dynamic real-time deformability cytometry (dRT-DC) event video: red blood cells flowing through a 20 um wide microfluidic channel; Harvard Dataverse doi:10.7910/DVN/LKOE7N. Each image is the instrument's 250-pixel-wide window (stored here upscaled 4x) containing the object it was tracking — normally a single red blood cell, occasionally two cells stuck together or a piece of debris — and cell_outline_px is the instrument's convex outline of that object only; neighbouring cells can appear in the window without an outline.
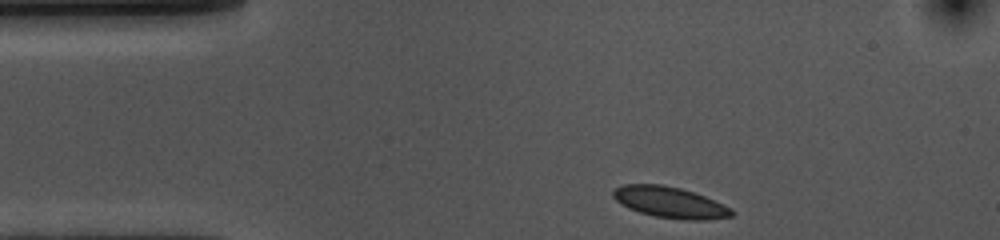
{"species": "common noctule bat (a hibernating species)", "species_latin": "Nyctalus noctula", "temperature_condition": "cold", "stored_images_in_passage": 36, "camera_frame_rate_fps": 3000, "um_per_image_px": 0.085, "animal": {"sex": "female", "body_mass_g": 10.0, "forearm_length_mm": 53.1}, "frame": {"image": 1, "passage_image": 1, "time_ms": 0.0, "image_size_px": [1000, 240], "cell_outline_px": [[736, 212], [732, 216], [708, 220], [684, 220], [656, 216], [640, 212], [628, 208], [620, 204], [612, 196], [612, 192], [616, 188], [624, 184], [660, 184], [680, 188], [704, 196], [732, 208]], "centroid_in_image_um": [56.96, 17.21], "position_along_channel_um": 28.0, "area_um2": 21.44}}
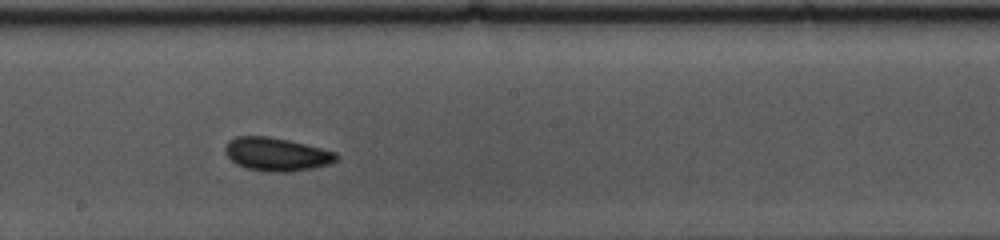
{"frame": {"image": 2, "passage_image": 21, "time_ms": 6.667, "image_size_px": [1000, 240], "cell_outline_px": [[340, 156], [336, 160], [328, 164], [312, 168], [288, 172], [272, 172], [244, 168], [236, 164], [224, 152], [224, 148], [228, 140], [236, 136], [268, 136], [288, 140], [336, 152]], "centroid_in_image_um": [23.47, 13.11], "position_along_channel_um": 224.7, "area_um2": 21.56}}
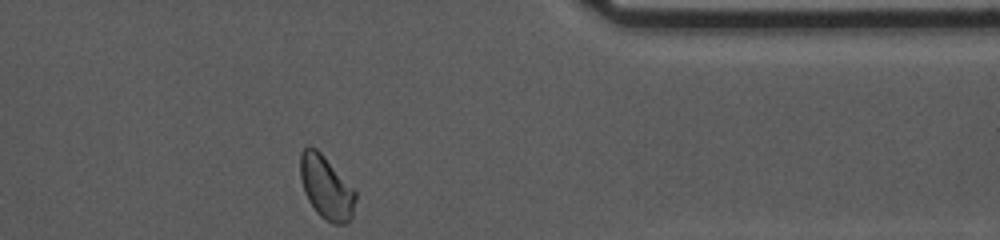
{"frame": {"image": 3, "passage_image": 36, "time_ms": 11.667, "image_size_px": [1000, 240], "cell_outline_px": [[356, 200], [352, 216], [348, 224], [332, 224], [324, 220], [316, 212], [308, 200], [304, 192], [300, 180], [300, 152], [308, 144], [316, 148], [324, 156], [356, 192]], "centroid_in_image_um": [27.71, 15.95], "position_along_channel_um": 383.7, "area_um2": 20.52}, "authors_computed_cell_mechanics": {"area_um2": 20.6635, "velocity_mm_per_s": 3.5672, "shape_relaxation_time_tau1_ms": 7.0499, "shape_relaxation_time_tau2_ms": 3.0012, "deformation_change_tau1": 0.1316, "deformation_change_tau2": 0.0618}}